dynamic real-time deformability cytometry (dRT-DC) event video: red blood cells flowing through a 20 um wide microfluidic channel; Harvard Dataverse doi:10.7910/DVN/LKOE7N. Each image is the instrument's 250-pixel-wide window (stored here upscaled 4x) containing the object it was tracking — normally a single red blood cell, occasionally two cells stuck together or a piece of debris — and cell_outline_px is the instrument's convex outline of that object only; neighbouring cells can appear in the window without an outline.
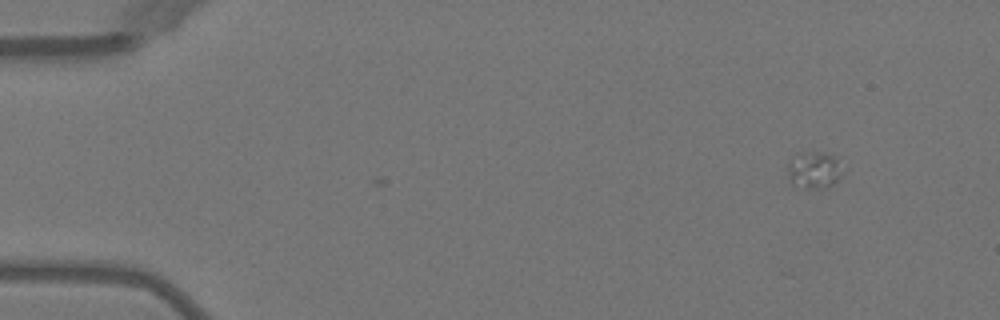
{"species": "Egyptian fruit bat (a non-hibernating species)", "species_latin": "Rousettus aegyptiacus", "temperature_condition": "warm", "stored_images_in_passage": 4, "camera_frame_rate_fps": 3000, "um_per_image_px": 0.085, "animal": {"sex": "female"}, "frame": {"image": 1, "passage_image": 1, "time_ms": 0.0, "image_size_px": [1000, 320], "cell_outline_px": [[840, 176], [828, 188], [792, 188], [788, 176], [788, 160], [800, 152], [820, 152], [832, 156], [836, 160], [840, 172]], "centroid_in_image_um": [69.08, 14.49], "position_along_channel_um": 15.9, "area_um2": 11.73}}